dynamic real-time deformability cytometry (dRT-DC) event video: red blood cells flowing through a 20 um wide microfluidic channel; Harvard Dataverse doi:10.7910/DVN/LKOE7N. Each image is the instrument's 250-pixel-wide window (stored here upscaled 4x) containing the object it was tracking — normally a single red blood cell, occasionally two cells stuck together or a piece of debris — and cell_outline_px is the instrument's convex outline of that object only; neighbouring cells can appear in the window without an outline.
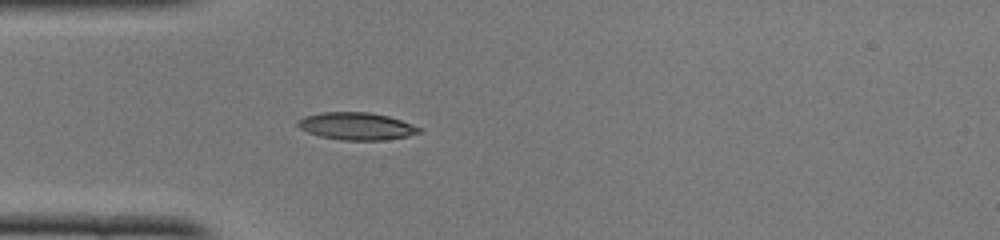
{"species": "common noctule bat (a hibernating species)", "species_latin": "Nyctalus noctula", "temperature_condition": "cold", "stored_images_in_passage": 37, "camera_frame_rate_fps": 3000, "um_per_image_px": 0.085, "animal": {"sex": "female", "body_mass_g": 22.0, "forearm_length_mm": 56.7}, "frame": {"image": 1, "passage_image": 1, "time_ms": 0.0, "image_size_px": [1000, 240], "cell_outline_px": [[424, 128], [420, 132], [408, 136], [384, 140], [340, 140], [320, 136], [308, 132], [300, 128], [296, 124], [296, 120], [304, 116], [324, 112], [368, 112], [388, 116]], "centroid_in_image_um": [30.3, 10.72], "position_along_channel_um": 54.7, "area_um2": 19.42}}
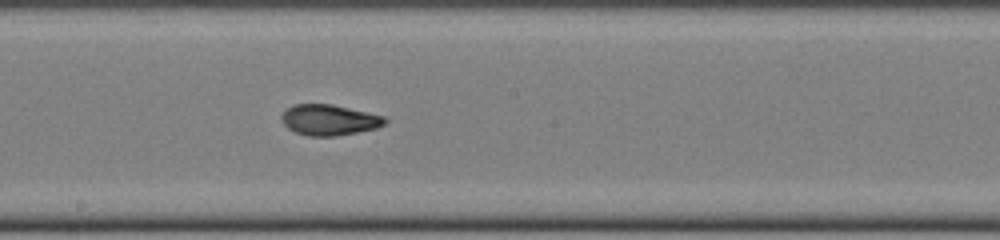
{"frame": {"image": 2, "passage_image": 14, "time_ms": 4.333, "image_size_px": [1000, 240], "cell_outline_px": [[388, 120], [384, 124], [376, 128], [336, 136], [308, 136], [296, 132], [288, 128], [284, 124], [280, 116], [292, 104], [332, 104], [384, 116]], "centroid_in_image_um": [27.97, 10.19], "position_along_channel_um": 220.2, "area_um2": 18.38}}
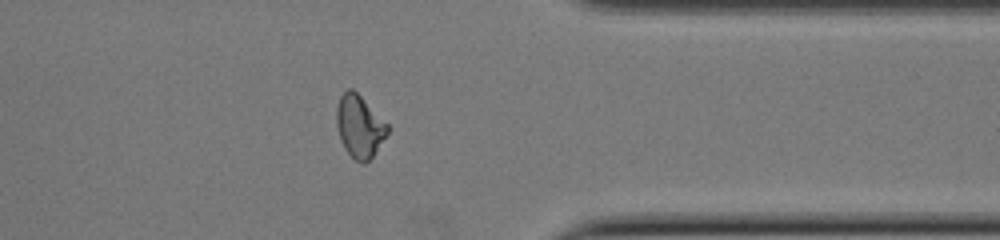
{"frame": {"image": 3, "passage_image": 27, "time_ms": 8.667, "image_size_px": [1000, 240], "cell_outline_px": [[388, 132], [372, 156], [364, 164], [360, 164], [344, 148], [340, 140], [336, 124], [336, 108], [340, 96], [348, 88], [352, 88], [388, 124]], "centroid_in_image_um": [30.53, 10.74], "position_along_channel_um": 380.9, "area_um2": 18.26}, "authors_computed_cell_mechanics": {"area_um2": 18.5538, "velocity_mm_per_s": 3.9361, "shape_relaxation_time_tau1_ms": 4.201, "shape_relaxation_time_tau2_ms": 1.4151, "deformation_change_tau1": 0.1808, "deformation_change_tau2": 0.0722}}